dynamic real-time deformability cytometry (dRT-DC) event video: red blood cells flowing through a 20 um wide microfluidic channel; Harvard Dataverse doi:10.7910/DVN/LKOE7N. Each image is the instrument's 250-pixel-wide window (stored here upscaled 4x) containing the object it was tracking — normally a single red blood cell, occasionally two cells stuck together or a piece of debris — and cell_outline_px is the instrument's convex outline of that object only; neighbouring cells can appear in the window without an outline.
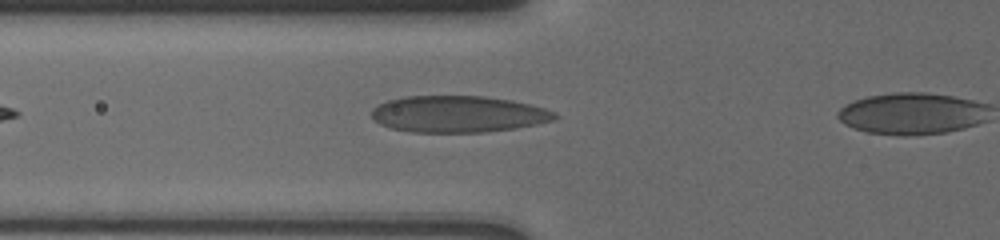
{"species": "human", "species_latin": "Homo sapiens", "temperature_condition": "cold", "stored_images_in_passage": 6, "camera_frame_rate_fps": 3000, "um_per_image_px": 0.085, "donor": {"sex": "male"}, "frame": {"image": 1, "passage_image": 2, "time_ms": 0.333, "image_size_px": [1000, 240], "cell_outline_px": [[556, 116], [552, 120], [536, 124], [516, 128], [484, 132], [412, 132], [392, 128], [380, 124], [372, 116], [372, 108], [388, 100], [404, 96], [484, 96], [512, 100], [544, 108], [556, 112]], "centroid_in_image_um": [38.94, 9.69], "position_along_channel_um": 86.9, "area_um2": 38.84}}
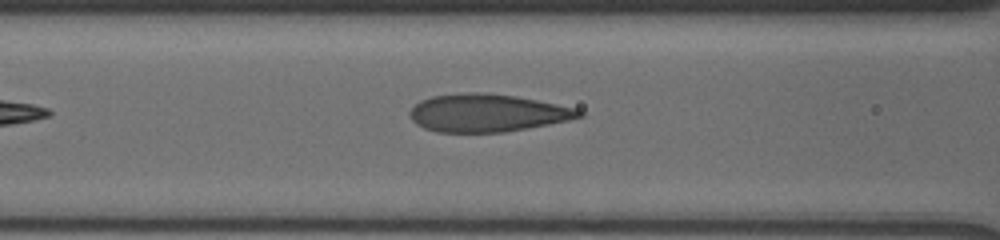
{"frame": {"image": 2, "passage_image": 5, "time_ms": 1.333, "image_size_px": [1000, 240], "cell_outline_px": [[584, 116], [568, 120], [504, 132], [436, 132], [424, 128], [416, 124], [408, 116], [408, 112], [420, 100], [432, 96], [464, 92], [484, 92], [516, 96], [576, 108], [584, 112]], "centroid_in_image_um": [41.37, 9.59], "position_along_channel_um": 125.2, "area_um2": 37.22}}